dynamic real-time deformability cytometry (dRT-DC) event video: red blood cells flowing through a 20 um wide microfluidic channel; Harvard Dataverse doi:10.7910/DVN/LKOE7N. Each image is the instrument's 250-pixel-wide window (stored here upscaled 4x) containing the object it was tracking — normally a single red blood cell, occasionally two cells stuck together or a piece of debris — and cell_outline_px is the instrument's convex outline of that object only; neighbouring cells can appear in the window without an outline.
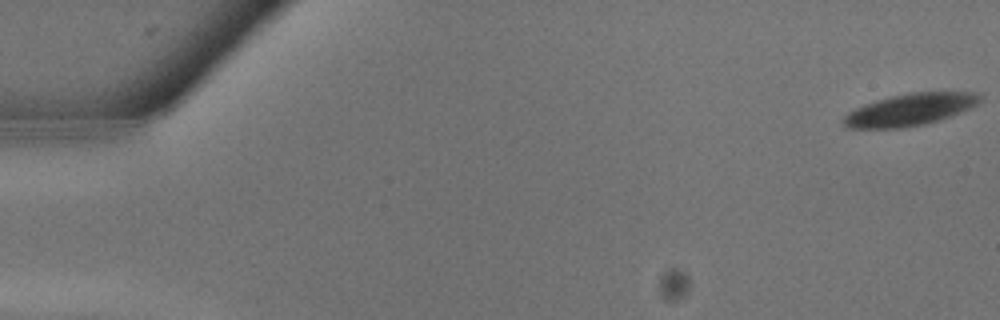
{"species": "common noctule bat (a hibernating species)", "species_latin": "Nyctalus noctula", "temperature_condition": "warm", "stored_images_in_passage": 11, "camera_frame_rate_fps": 3000, "um_per_image_px": 0.085, "animal": {"sex": "male", "body_mass_g": 13.3}, "frame": {"image": 1, "passage_image": 1, "time_ms": 0.0, "image_size_px": [1000, 320], "cell_outline_px": [[980, 100], [976, 104], [952, 116], [924, 124], [904, 128], [848, 128], [844, 124], [844, 116], [848, 112], [864, 104], [876, 100], [892, 96], [912, 92], [972, 92], [980, 96]], "centroid_in_image_um": [77.32, 9.32], "position_along_channel_um": 7.7, "area_um2": 25.09}}
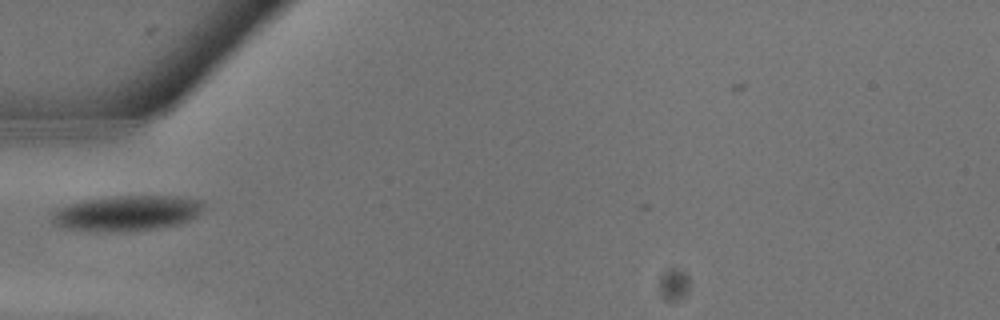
{"frame": {"image": 2, "passage_image": 10, "time_ms": 3.0, "image_size_px": [1000, 320], "cell_outline_px": [[204, 208], [196, 216], [188, 220], [176, 224], [160, 228], [64, 228], [52, 220], [52, 216], [56, 208], [64, 204], [80, 200], [112, 196], [184, 196], [200, 200], [204, 204]], "centroid_in_image_um": [10.84, 18.03], "position_along_channel_um": 74.2, "area_um2": 29.94}}